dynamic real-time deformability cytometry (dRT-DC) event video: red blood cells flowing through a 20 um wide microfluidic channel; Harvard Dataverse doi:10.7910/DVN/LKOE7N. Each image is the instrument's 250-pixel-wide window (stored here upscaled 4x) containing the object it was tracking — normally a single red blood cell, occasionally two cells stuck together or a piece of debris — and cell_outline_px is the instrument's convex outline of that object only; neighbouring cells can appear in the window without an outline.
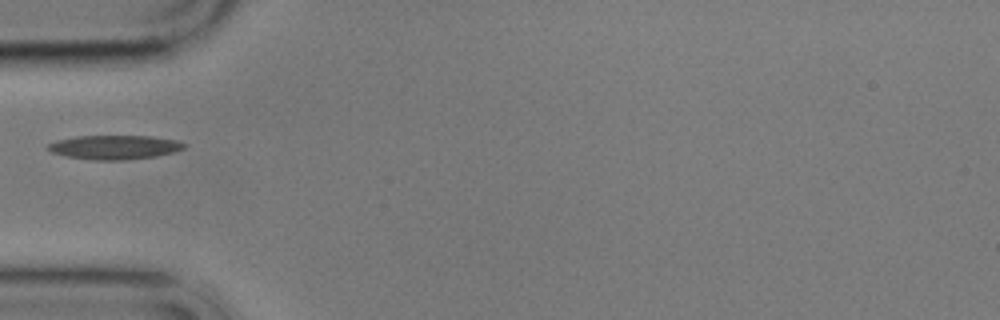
{"species": "common noctule bat (a hibernating species)", "species_latin": "Nyctalus noctula", "temperature_condition": "cold", "stored_images_in_passage": 1, "camera_frame_rate_fps": 3000, "um_per_image_px": 0.085, "animal": {"sex": "male", "body_mass_g": 17.9}, "frame": {"image": 1, "passage_image": 1, "time_ms": 0.0, "image_size_px": [1000, 320], "cell_outline_px": [[188, 144], [184, 148], [172, 152], [156, 156], [124, 160], [96, 160], [68, 156], [52, 152], [48, 148], [48, 144], [56, 140], [76, 136], [152, 136], [180, 140]], "centroid_in_image_um": [9.79, 12.5], "position_along_channel_um": 75.2, "area_um2": 19.07}}